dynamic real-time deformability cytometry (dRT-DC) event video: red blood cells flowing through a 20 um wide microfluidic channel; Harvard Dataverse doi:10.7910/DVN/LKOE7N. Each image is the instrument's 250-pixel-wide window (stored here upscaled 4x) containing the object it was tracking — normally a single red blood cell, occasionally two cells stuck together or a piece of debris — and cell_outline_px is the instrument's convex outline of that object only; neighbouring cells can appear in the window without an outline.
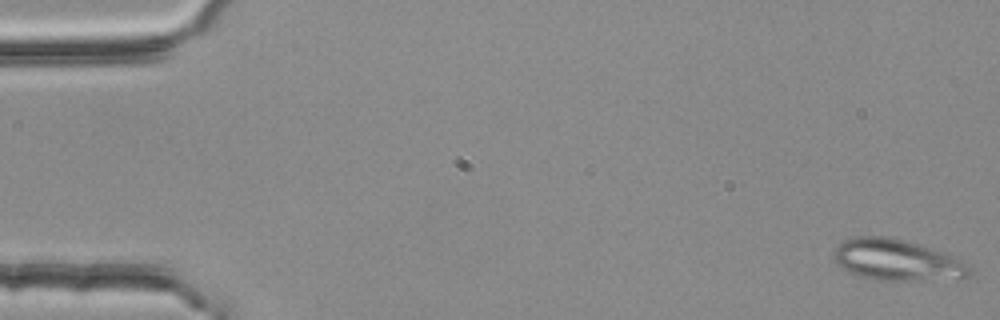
{"species": "common noctule bat (a hibernating species)", "species_latin": "Nyctalus noctula", "temperature_condition": "room temperature", "stored_images_in_passage": 5, "camera_frame_rate_fps": 3000, "um_per_image_px": 0.085, "animal": {"sex": "female", "body_mass_g": 25.1}, "frame": {"image": 1, "passage_image": 1, "time_ms": 0.0, "image_size_px": [1000, 320], "cell_outline_px": [[972, 276], [960, 280], [876, 280], [860, 276], [848, 272], [836, 264], [832, 256], [832, 252], [844, 240], [856, 236], [888, 236], [904, 240], [944, 252], [956, 256], [968, 264], [972, 268]], "centroid_in_image_um": [76.3, 22.12], "position_along_channel_um": 8.7, "area_um2": 33.29}}